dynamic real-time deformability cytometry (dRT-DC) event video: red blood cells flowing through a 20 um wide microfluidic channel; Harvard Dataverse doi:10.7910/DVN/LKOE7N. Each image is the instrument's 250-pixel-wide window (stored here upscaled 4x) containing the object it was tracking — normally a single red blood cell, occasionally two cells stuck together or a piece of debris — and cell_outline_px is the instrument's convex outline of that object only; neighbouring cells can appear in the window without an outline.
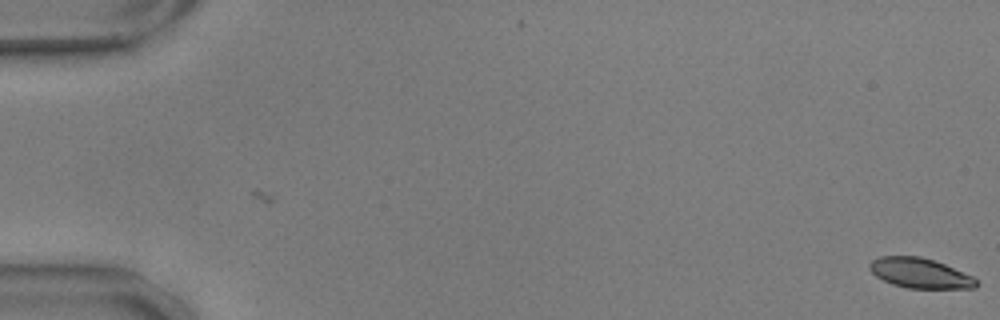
{"species": "common noctule bat (a hibernating species)", "species_latin": "Nyctalus noctula", "temperature_condition": "warm", "stored_images_in_passage": 14, "camera_frame_rate_fps": 3000, "um_per_image_px": 0.085, "animal": {"sex": "male", "body_mass_g": 17.9, "forearm_length_mm": 54.2}, "frame": {"image": 1, "passage_image": 14, "time_ms": 4.333, "image_size_px": [1000, 320], "cell_outline_px": [[980, 284], [976, 288], [908, 288], [892, 284], [876, 276], [868, 268], [868, 264], [872, 260], [880, 256], [920, 256], [944, 264], [972, 276]], "centroid_in_image_um": [78.18, 23.21], "position_along_channel_um": 6.8, "area_um2": 18.55}}